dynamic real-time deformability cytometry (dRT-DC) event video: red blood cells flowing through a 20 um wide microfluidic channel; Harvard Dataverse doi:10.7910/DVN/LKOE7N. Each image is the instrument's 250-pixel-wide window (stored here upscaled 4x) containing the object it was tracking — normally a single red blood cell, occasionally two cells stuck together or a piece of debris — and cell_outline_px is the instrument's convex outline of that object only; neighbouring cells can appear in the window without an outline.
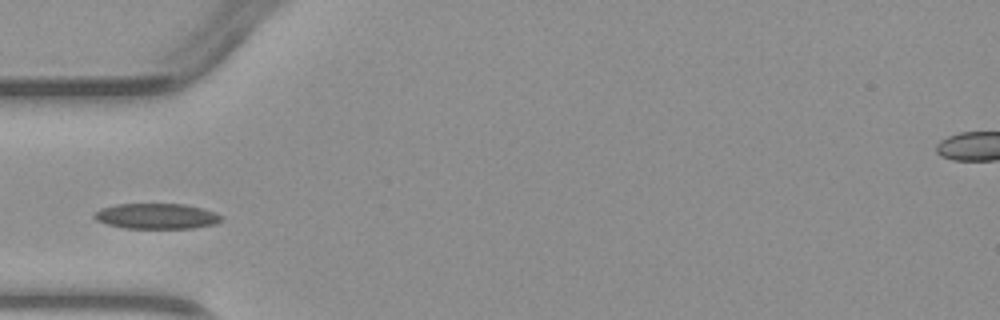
{"species": "common noctule bat (a hibernating species)", "species_latin": "Nyctalus noctula", "temperature_condition": "warm", "stored_images_in_passage": 3, "camera_frame_rate_fps": 3000, "um_per_image_px": 0.085, "animal": {"sex": "male", "body_mass_g": 23.1, "forearm_length_mm": 52.7}, "frame": {"image": 1, "passage_image": 2, "time_ms": 1.0, "image_size_px": [1000, 320], "cell_outline_px": [[224, 220], [212, 224], [192, 228], [124, 228], [108, 224], [96, 220], [92, 216], [100, 208], [116, 204], [188, 204], [204, 208], [216, 212], [224, 216]], "centroid_in_image_um": [13.35, 18.36], "position_along_channel_um": 71.7, "area_um2": 19.02}}
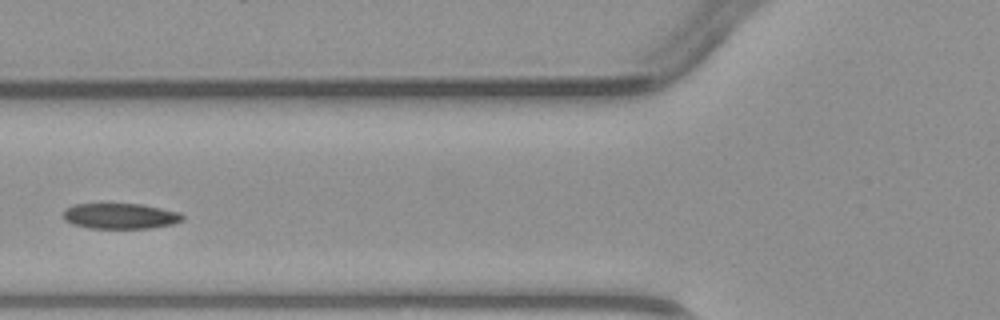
{"frame": {"image": 2, "passage_image": 3, "time_ms": 2.0, "image_size_px": [1000, 320], "cell_outline_px": [[184, 220], [172, 224], [148, 228], [88, 228], [72, 224], [64, 220], [64, 212], [72, 204], [140, 204], [180, 212], [184, 216]], "centroid_in_image_um": [10.23, 18.37], "position_along_channel_um": 115.6, "area_um2": 17.69}}